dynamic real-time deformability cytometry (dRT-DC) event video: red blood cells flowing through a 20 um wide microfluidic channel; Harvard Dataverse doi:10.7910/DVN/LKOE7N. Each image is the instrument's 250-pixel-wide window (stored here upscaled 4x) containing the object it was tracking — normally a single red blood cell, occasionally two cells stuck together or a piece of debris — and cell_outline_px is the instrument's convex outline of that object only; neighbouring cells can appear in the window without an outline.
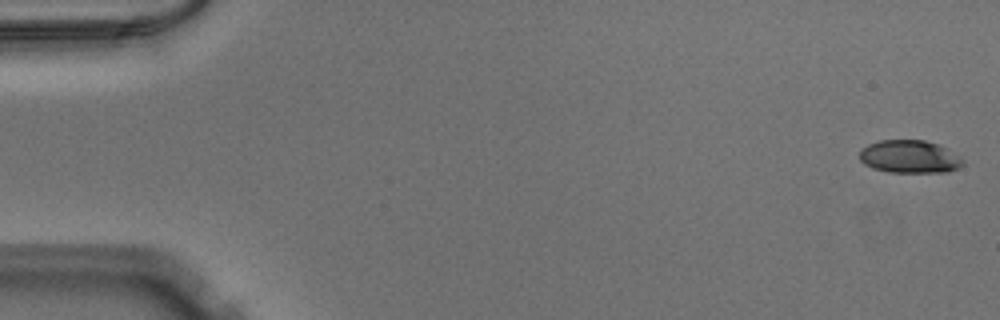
{"species": "Egyptian fruit bat (a non-hibernating species)", "species_latin": "Rousettus aegyptiacus", "temperature_condition": "warm", "stored_images_in_passage": 51, "camera_frame_rate_fps": 3000, "um_per_image_px": 0.085, "animal": {"sex": "male"}, "frame": {"image": 1, "passage_image": 1, "time_ms": 0.0, "image_size_px": [1000, 320], "cell_outline_px": [[964, 164], [948, 172], [888, 172], [872, 168], [864, 164], [860, 160], [860, 148], [868, 144], [880, 140], [924, 140], [940, 144], [948, 148], [960, 156], [964, 160]], "centroid_in_image_um": [77.32, 13.31], "position_along_channel_um": 7.7, "area_um2": 20.06}}
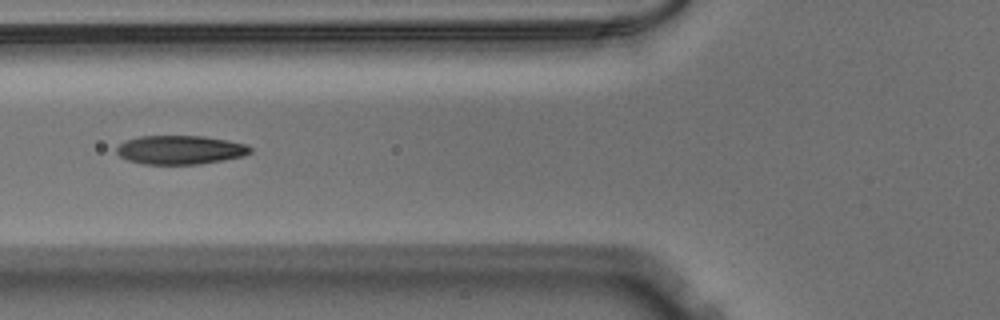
{"frame": {"image": 2, "passage_image": 20, "time_ms": 6.333, "image_size_px": [1000, 320], "cell_outline_px": [[252, 152], [244, 156], [224, 160], [200, 164], [144, 164], [128, 160], [120, 156], [116, 152], [116, 148], [124, 140], [140, 136], [204, 136], [228, 140], [248, 144], [252, 148]], "centroid_in_image_um": [15.35, 12.73], "position_along_channel_um": 110.5, "area_um2": 22.66}}
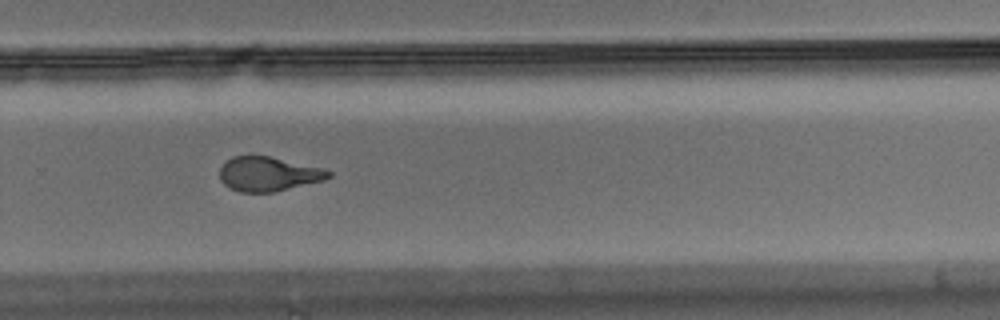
{"frame": {"image": 3, "passage_image": 35, "time_ms": 11.333, "image_size_px": [1000, 320], "cell_outline_px": [[332, 176], [324, 180], [272, 192], [240, 192], [228, 188], [220, 180], [220, 168], [232, 156], [268, 156], [320, 168], [332, 172]], "centroid_in_image_um": [22.77, 14.8], "position_along_channel_um": 307.0, "area_um2": 21.44}}